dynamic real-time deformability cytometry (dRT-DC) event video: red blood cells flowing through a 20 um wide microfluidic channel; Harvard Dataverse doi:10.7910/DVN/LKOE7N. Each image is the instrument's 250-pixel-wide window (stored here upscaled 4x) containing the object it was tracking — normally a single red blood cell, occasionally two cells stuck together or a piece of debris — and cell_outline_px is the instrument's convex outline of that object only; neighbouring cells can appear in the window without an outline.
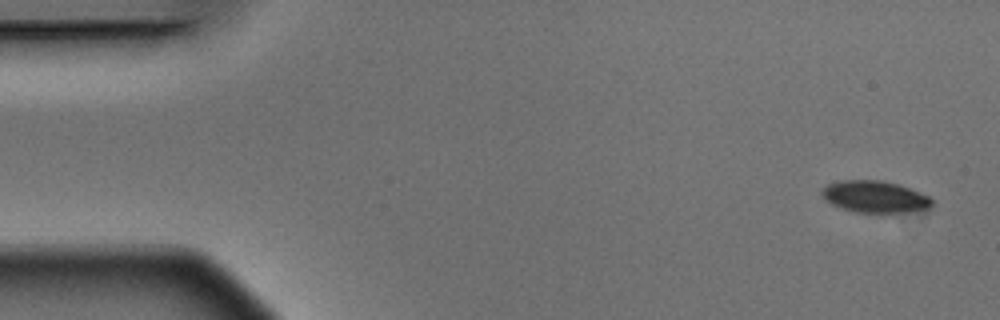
{"species": "Egyptian fruit bat (a non-hibernating species)", "species_latin": "Rousettus aegyptiacus", "temperature_condition": "warm", "stored_images_in_passage": 5, "camera_frame_rate_fps": 3000, "um_per_image_px": 0.085, "animal": {"sex": "male"}, "frame": {"image": 1, "passage_image": 1, "time_ms": 0.0, "image_size_px": [1000, 320], "cell_outline_px": [[932, 208], [928, 212], [884, 216], [856, 212], [832, 204], [820, 192], [828, 184], [844, 180], [880, 180], [896, 184], [908, 188], [928, 196], [932, 200]], "centroid_in_image_um": [74.51, 16.81], "position_along_channel_um": 10.5, "area_um2": 21.27}}
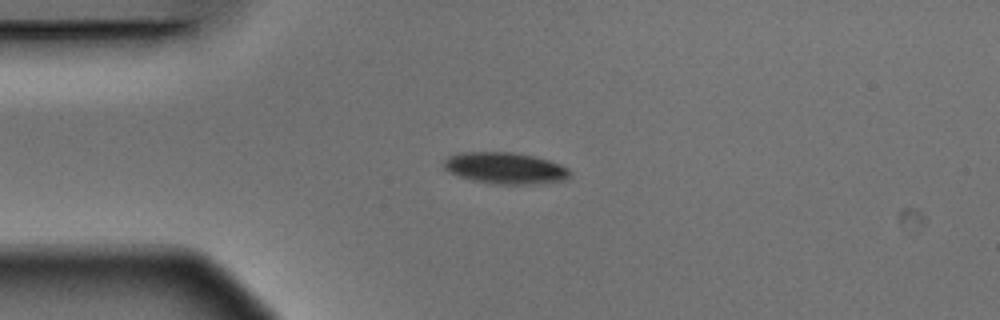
{"frame": {"image": 2, "passage_image": 4, "time_ms": 1.0, "image_size_px": [1000, 320], "cell_outline_px": [[568, 176], [564, 180], [524, 184], [496, 184], [472, 180], [448, 172], [444, 168], [444, 160], [448, 156], [460, 152], [512, 152], [532, 156], [548, 160], [560, 164], [568, 168]], "centroid_in_image_um": [42.88, 14.28], "position_along_channel_um": 42.1, "area_um2": 22.77}}